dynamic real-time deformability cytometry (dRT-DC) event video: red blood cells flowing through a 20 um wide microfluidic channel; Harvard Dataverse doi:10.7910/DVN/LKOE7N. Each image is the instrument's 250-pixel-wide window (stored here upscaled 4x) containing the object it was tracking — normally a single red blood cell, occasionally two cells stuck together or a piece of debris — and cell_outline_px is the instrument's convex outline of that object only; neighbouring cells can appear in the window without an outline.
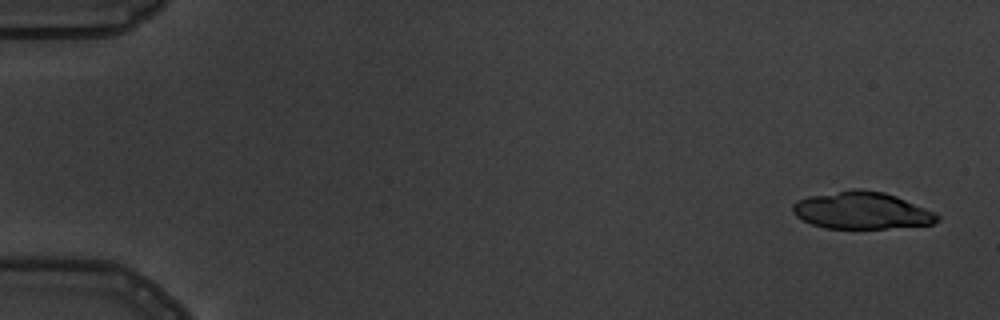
{"species": "common noctule bat (a hibernating species)", "species_latin": "Nyctalus noctula", "temperature_condition": "warm", "stored_images_in_passage": 4, "camera_frame_rate_fps": 3000, "um_per_image_px": 0.085, "animal": {"sex": "male", "body_mass_g": 19.5, "forearm_length_mm": 54.6}, "frame": {"image": 1, "passage_image": 1, "time_ms": 0.0, "image_size_px": [1000, 320], "cell_outline_px": [[940, 220], [932, 224], [884, 228], [824, 228], [812, 224], [796, 216], [792, 212], [792, 204], [796, 200], [808, 196], [852, 188], [860, 188], [884, 192], [896, 196], [924, 208], [940, 216]], "centroid_in_image_um": [73.19, 17.87], "position_along_channel_um": 11.8, "area_um2": 31.21}}